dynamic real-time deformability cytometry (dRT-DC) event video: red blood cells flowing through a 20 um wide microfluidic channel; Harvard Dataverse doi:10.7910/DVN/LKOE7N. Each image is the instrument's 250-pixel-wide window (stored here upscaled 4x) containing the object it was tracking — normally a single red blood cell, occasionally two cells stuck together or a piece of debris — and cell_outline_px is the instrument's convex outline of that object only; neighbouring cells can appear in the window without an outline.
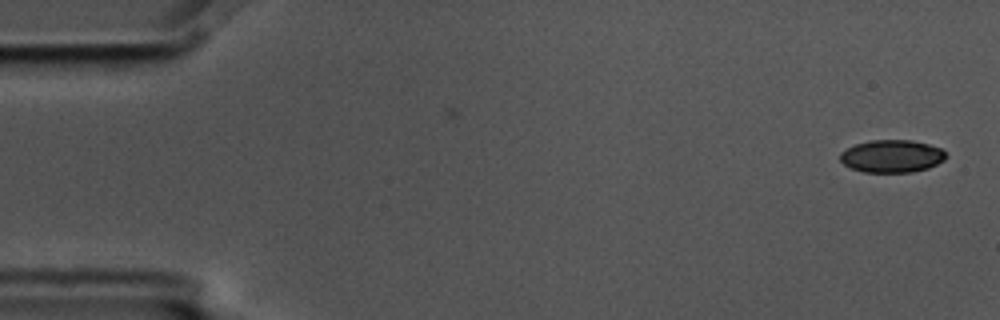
{"species": "common noctule bat (a hibernating species)", "species_latin": "Nyctalus noctula", "temperature_condition": "cold", "stored_images_in_passage": 2, "camera_frame_rate_fps": 3000, "um_per_image_px": 0.085, "animal": {"sex": "male", "body_mass_g": 17.5, "forearm_length_mm": 52.3}, "frame": {"image": 1, "passage_image": 2, "time_ms": 0.333, "image_size_px": [1000, 320], "cell_outline_px": [[948, 156], [944, 160], [928, 168], [912, 172], [864, 172], [852, 168], [844, 164], [840, 160], [840, 152], [856, 144], [868, 140], [912, 140], [928, 144], [940, 148], [948, 152]], "centroid_in_image_um": [75.83, 13.27], "position_along_channel_um": 9.2, "area_um2": 20.17}}